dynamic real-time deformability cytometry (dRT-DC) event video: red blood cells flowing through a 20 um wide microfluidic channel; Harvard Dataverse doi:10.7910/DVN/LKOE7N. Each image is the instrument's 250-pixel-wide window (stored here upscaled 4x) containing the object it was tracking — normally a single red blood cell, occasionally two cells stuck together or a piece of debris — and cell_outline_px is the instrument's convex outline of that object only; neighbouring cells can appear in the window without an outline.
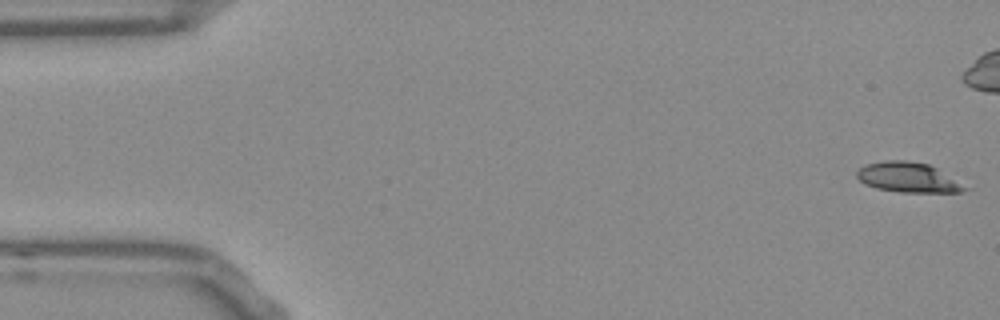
{"species": "Egyptian fruit bat (a non-hibernating species)", "species_latin": "Rousettus aegyptiacus", "temperature_condition": "room temperature", "stored_images_in_passage": 54, "camera_frame_rate_fps": 3000, "um_per_image_px": 0.085, "frame": {"image": 1, "passage_image": 1, "time_ms": 0.0, "image_size_px": [1000, 320], "cell_outline_px": [[968, 188], [960, 192], [900, 192], [876, 188], [864, 184], [856, 176], [856, 172], [860, 168], [868, 164], [888, 160], [904, 160], [928, 164], [936, 168]], "centroid_in_image_um": [77.14, 15.08], "position_along_channel_um": 7.9, "area_um2": 18.44}}
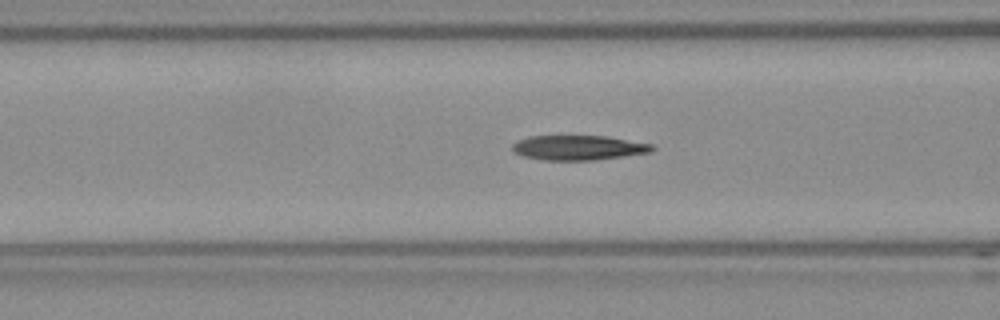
{"frame": {"image": 2, "passage_image": 20, "time_ms": 6.333, "image_size_px": [1000, 320], "cell_outline_px": [[656, 148], [652, 152], [624, 156], [592, 160], [544, 160], [524, 156], [516, 152], [512, 148], [512, 144], [528, 136], [608, 136], [652, 144]], "centroid_in_image_um": [49.21, 12.55], "position_along_channel_um": 117.4, "area_um2": 20.06}}
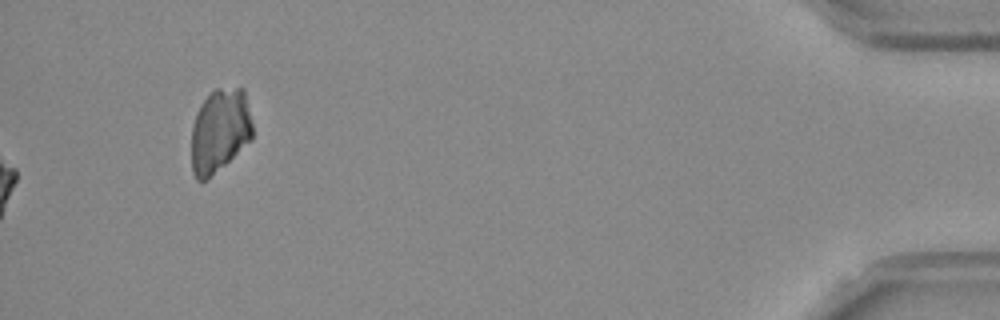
{"frame": {"image": 3, "passage_image": 54, "time_ms": 17.667, "image_size_px": [1000, 320], "cell_outline_px": [[252, 140], [208, 180], [196, 180], [192, 172], [192, 128], [196, 112], [200, 104], [216, 88], [244, 88], [252, 120]], "centroid_in_image_um": [18.69, 11.12], "position_along_channel_um": 416.5, "area_um2": 30.06}, "authors_computed_cell_mechanics": {"area_um2": 20.0277, "velocity_mm_per_s": 3.8212, "shape_relaxation_time_tau1_ms": null, "shape_relaxation_time_tau2_ms": 5.8868, "deformation_change_tau1": null, "deformation_change_tau2": 0.1712}}